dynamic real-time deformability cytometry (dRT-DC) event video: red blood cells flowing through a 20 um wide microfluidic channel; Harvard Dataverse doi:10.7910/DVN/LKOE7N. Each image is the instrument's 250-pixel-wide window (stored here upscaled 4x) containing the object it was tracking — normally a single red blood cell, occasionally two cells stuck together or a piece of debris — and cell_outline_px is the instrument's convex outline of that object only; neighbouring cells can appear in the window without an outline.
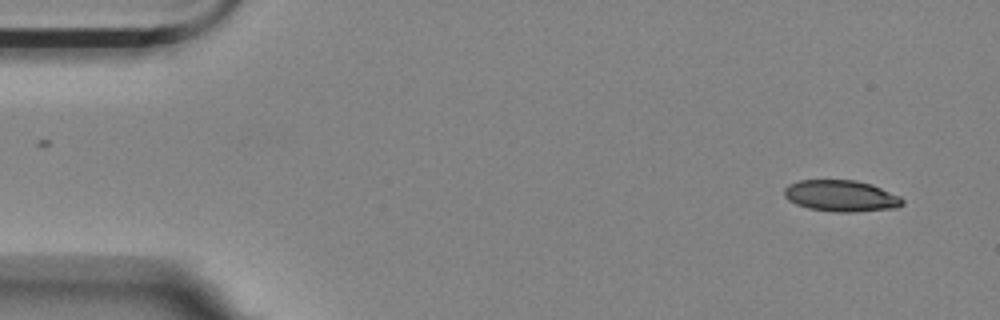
{"species": "Egyptian fruit bat (a non-hibernating species)", "species_latin": "Rousettus aegyptiacus", "temperature_condition": "room temperature", "stored_images_in_passage": 2, "camera_frame_rate_fps": 3000, "um_per_image_px": 0.085, "animal": {"sex": "female"}, "frame": {"image": 1, "passage_image": 2, "time_ms": 1.333, "image_size_px": [1000, 320], "cell_outline_px": [[904, 204], [896, 208], [856, 212], [836, 212], [808, 208], [796, 204], [788, 200], [784, 196], [784, 188], [788, 184], [800, 180], [856, 180], [872, 184], [900, 196], [904, 200]], "centroid_in_image_um": [71.5, 16.65], "position_along_channel_um": 13.5, "area_um2": 21.79}}